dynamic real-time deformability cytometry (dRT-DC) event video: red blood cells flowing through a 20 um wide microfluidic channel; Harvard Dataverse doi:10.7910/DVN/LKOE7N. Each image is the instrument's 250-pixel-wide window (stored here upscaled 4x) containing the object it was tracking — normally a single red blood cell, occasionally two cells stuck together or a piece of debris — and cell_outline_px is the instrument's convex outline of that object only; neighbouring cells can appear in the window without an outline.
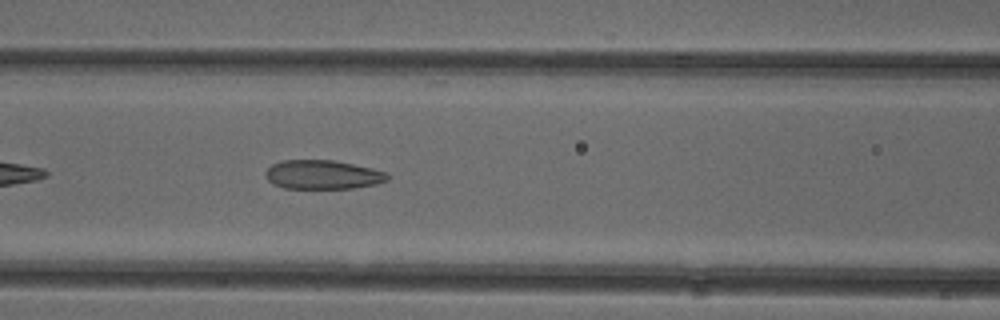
{"species": "common noctule bat (a hibernating species)", "species_latin": "Nyctalus noctula", "temperature_condition": "cold", "stored_images_in_passage": 38, "camera_frame_rate_fps": 3000, "um_per_image_px": 0.085, "animal": {"sex": "female"}, "frame": {"image": 1, "passage_image": 8, "time_ms": 2.333, "image_size_px": [1000, 320], "cell_outline_px": [[388, 180], [376, 184], [352, 188], [284, 188], [272, 184], [268, 180], [264, 172], [272, 164], [284, 160], [332, 160], [372, 168], [388, 172]], "centroid_in_image_um": [27.42, 14.84], "position_along_channel_um": 139.2, "area_um2": 20.58}}
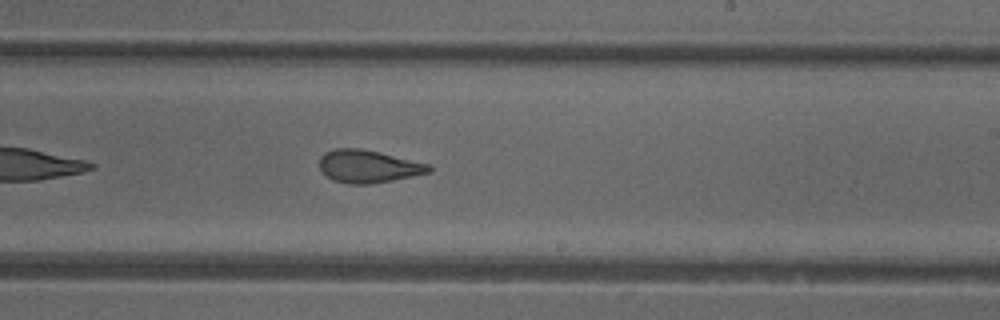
{"frame": {"image": 2, "passage_image": 17, "time_ms": 5.333, "image_size_px": [1000, 320], "cell_outline_px": [[432, 172], [392, 180], [368, 184], [348, 184], [332, 180], [320, 172], [320, 156], [324, 152], [336, 148], [360, 148], [380, 152], [428, 164], [432, 168]], "centroid_in_image_um": [31.26, 14.14], "position_along_channel_um": 257.7, "area_um2": 20.92}}
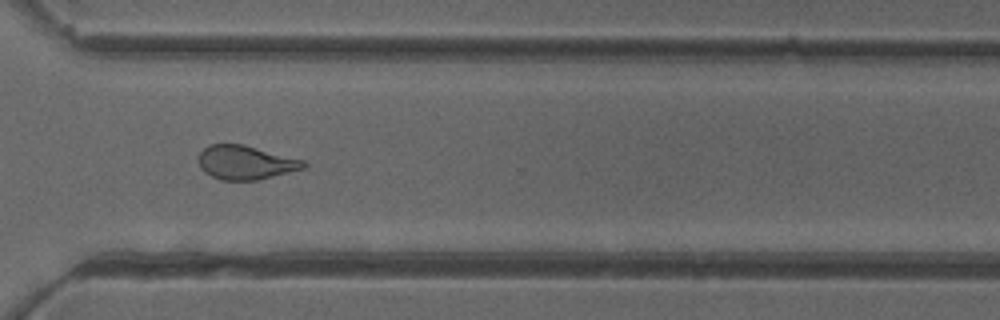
{"frame": {"image": 3, "passage_image": 24, "time_ms": 7.667, "image_size_px": [1000, 320], "cell_outline_px": [[308, 164], [304, 168], [256, 180], [220, 180], [204, 172], [200, 168], [200, 152], [208, 144], [244, 144], [304, 160]], "centroid_in_image_um": [20.87, 13.8], "position_along_channel_um": 349.7, "area_um2": 20.63}, "authors_computed_cell_mechanics": {"area_um2": 21.4727, "velocity_mm_per_s": 3.9582, "shape_relaxation_time_tau1_ms": null, "shape_relaxation_time_tau2_ms": 1.7501, "deformation_change_tau1": null, "deformation_change_tau2": 0.0903}}